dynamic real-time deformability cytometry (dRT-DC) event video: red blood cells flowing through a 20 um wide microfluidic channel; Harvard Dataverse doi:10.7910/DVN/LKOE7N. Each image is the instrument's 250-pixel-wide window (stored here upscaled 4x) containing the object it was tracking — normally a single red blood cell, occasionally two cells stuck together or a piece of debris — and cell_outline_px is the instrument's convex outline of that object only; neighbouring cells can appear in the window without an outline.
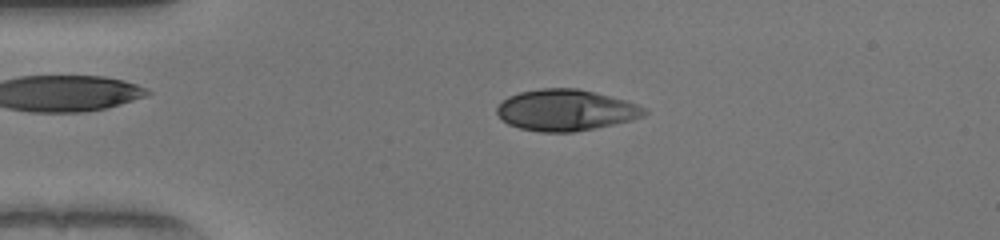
{"species": "human", "species_latin": "Homo sapiens", "temperature_condition": "warm", "stored_images_in_passage": 40, "camera_frame_rate_fps": 3000, "um_per_image_px": 0.085, "donor": {"sex": "female"}, "frame": {"image": 1, "passage_image": 1, "time_ms": 0.0, "image_size_px": [1000, 240], "cell_outline_px": [[648, 112], [644, 116], [632, 120], [572, 132], [540, 132], [520, 128], [508, 124], [496, 112], [496, 108], [508, 96], [520, 92], [540, 88], [576, 88], [624, 100], [648, 108]], "centroid_in_image_um": [48.09, 9.36], "position_along_channel_um": 36.9, "area_um2": 35.08}}
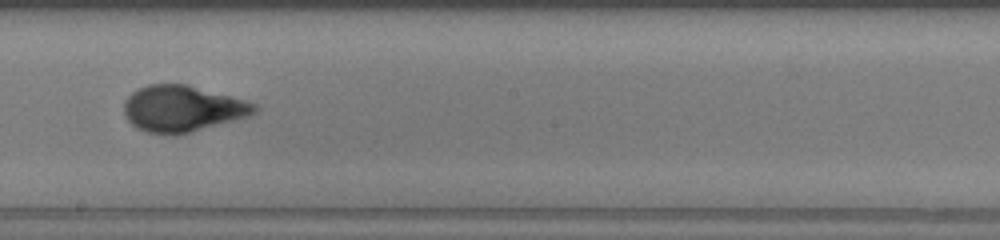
{"frame": {"image": 2, "passage_image": 18, "time_ms": 5.667, "image_size_px": [1000, 240], "cell_outline_px": [[260, 108], [256, 112], [248, 116], [188, 132], [148, 132], [136, 128], [124, 116], [124, 100], [132, 92], [148, 84], [188, 84], [244, 100], [256, 104]], "centroid_in_image_um": [15.49, 9.19], "position_along_channel_um": 232.7, "area_um2": 34.39}}
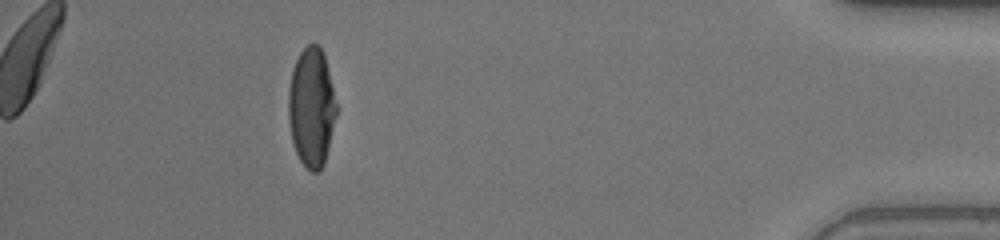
{"frame": {"image": 3, "passage_image": 35, "time_ms": 11.333, "image_size_px": [1000, 240], "cell_outline_px": [[336, 116], [324, 164], [316, 172], [312, 172], [300, 160], [296, 152], [292, 140], [288, 120], [288, 92], [292, 72], [296, 60], [300, 52], [308, 44], [320, 44], [324, 56], [336, 104]], "centroid_in_image_um": [26.46, 9.12], "position_along_channel_um": 408.7, "area_um2": 32.83}, "authors_computed_cell_mechanics": {"area_um2": 34.4488, "velocity_mm_per_s": 4.126, "shape_relaxation_time_tau1_ms": 5.1849, "shape_relaxation_time_tau2_ms": null, "deformation_change_tau1": 0.2667, "deformation_change_tau2": null}}